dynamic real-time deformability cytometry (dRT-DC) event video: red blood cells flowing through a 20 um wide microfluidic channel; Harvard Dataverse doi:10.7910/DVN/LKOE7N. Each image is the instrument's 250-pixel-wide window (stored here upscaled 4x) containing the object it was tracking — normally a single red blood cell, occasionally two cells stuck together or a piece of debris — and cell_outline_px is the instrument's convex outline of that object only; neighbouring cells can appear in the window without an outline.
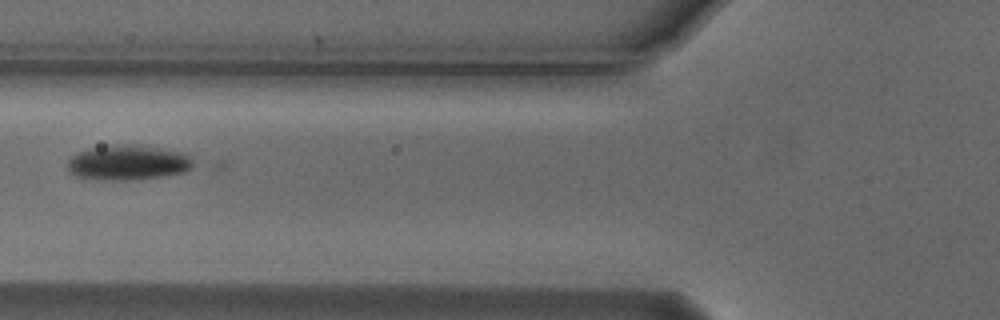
{"species": "Egyptian fruit bat (a non-hibernating species)", "species_latin": "Rousettus aegyptiacus", "temperature_condition": "cold", "stored_images_in_passage": 7, "camera_frame_rate_fps": 3000, "um_per_image_px": 0.085, "animal": {"sex": "male"}, "frame": {"image": 1, "passage_image": 6, "time_ms": 1.667, "image_size_px": [1000, 320], "cell_outline_px": [[192, 164], [184, 172], [160, 176], [128, 180], [96, 180], [76, 176], [68, 172], [68, 160], [76, 152], [92, 148], [116, 144], [136, 144], [184, 152], [192, 160]], "centroid_in_image_um": [10.82, 13.81], "position_along_channel_um": 115.0, "area_um2": 25.61}}
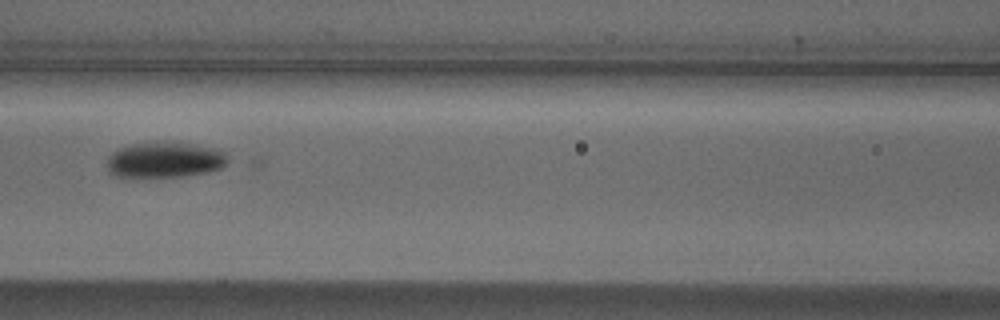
{"frame": {"image": 2, "passage_image": 7, "time_ms": 2.0, "image_size_px": [1000, 320], "cell_outline_px": [[228, 164], [220, 168], [208, 172], [188, 176], [116, 176], [108, 172], [108, 156], [112, 152], [120, 148], [132, 144], [180, 140], [220, 148], [228, 156]], "centroid_in_image_um": [14.1, 13.55], "position_along_channel_um": 152.5, "area_um2": 25.66}}